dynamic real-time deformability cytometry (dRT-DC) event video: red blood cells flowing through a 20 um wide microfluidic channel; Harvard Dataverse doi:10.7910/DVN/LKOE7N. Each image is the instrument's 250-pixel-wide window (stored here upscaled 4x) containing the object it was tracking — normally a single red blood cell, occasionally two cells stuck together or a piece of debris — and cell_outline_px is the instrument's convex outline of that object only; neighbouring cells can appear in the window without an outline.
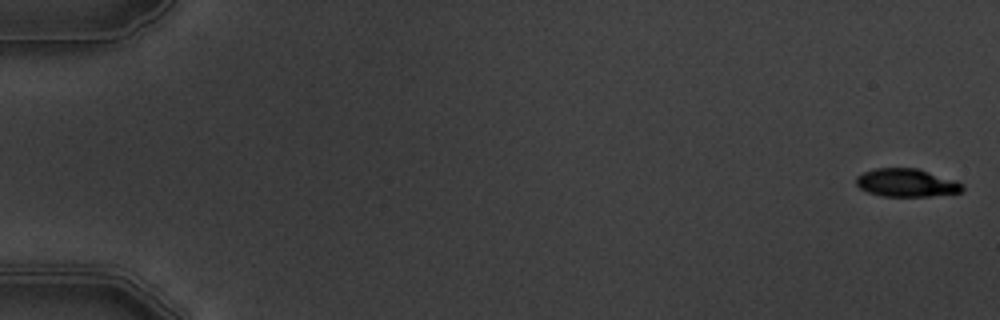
{"species": "common noctule bat (a hibernating species)", "species_latin": "Nyctalus noctula", "temperature_condition": "warm", "stored_images_in_passage": 6, "camera_frame_rate_fps": 3000, "um_per_image_px": 0.085, "animal": {"sex": "male", "body_mass_g": 19.5, "forearm_length_mm": 54.6}, "frame": {"image": 1, "passage_image": 1, "time_ms": 0.0, "image_size_px": [1000, 320], "cell_outline_px": [[964, 188], [960, 192], [928, 196], [884, 196], [868, 192], [860, 188], [856, 184], [856, 176], [864, 172], [876, 168], [916, 168], [956, 180], [964, 184]], "centroid_in_image_um": [77.05, 15.53], "position_along_channel_um": 7.9, "area_um2": 17.28}}
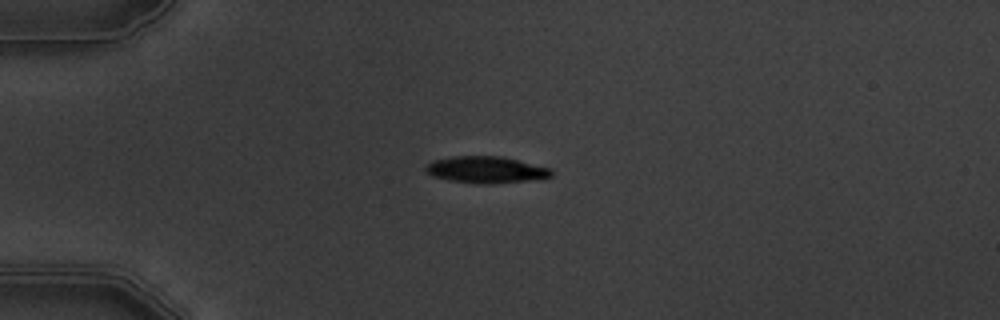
{"frame": {"image": 2, "passage_image": 5, "time_ms": 4.667, "image_size_px": [1000, 320], "cell_outline_px": [[552, 176], [528, 180], [492, 184], [480, 184], [448, 180], [432, 176], [424, 172], [424, 164], [432, 160], [452, 156], [500, 156], [552, 168]], "centroid_in_image_um": [41.23, 14.42], "position_along_channel_um": 43.8, "area_um2": 19.71}}